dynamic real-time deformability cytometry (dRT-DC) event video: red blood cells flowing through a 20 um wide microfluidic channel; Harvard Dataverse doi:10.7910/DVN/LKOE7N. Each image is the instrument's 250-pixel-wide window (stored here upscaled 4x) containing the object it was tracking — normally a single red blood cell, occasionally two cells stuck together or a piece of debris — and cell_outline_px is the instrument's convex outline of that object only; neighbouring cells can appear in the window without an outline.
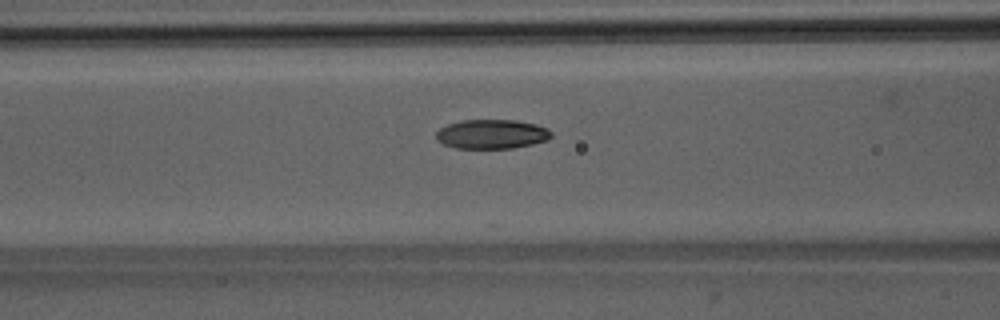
{"species": "Egyptian fruit bat (a non-hibernating species)", "species_latin": "Rousettus aegyptiacus", "temperature_condition": "room temperature", "stored_images_in_passage": 26, "camera_frame_rate_fps": 3000, "um_per_image_px": 0.085, "animal": {"sex": "male"}, "frame": {"image": 1, "passage_image": 5, "time_ms": 1.333, "image_size_px": [1000, 320], "cell_outline_px": [[552, 136], [548, 140], [532, 144], [512, 148], [456, 148], [444, 144], [436, 140], [436, 132], [440, 128], [448, 124], [460, 120], [516, 120], [536, 124], [548, 128], [552, 132]], "centroid_in_image_um": [41.81, 11.39], "position_along_channel_um": 124.8, "area_um2": 19.77}}